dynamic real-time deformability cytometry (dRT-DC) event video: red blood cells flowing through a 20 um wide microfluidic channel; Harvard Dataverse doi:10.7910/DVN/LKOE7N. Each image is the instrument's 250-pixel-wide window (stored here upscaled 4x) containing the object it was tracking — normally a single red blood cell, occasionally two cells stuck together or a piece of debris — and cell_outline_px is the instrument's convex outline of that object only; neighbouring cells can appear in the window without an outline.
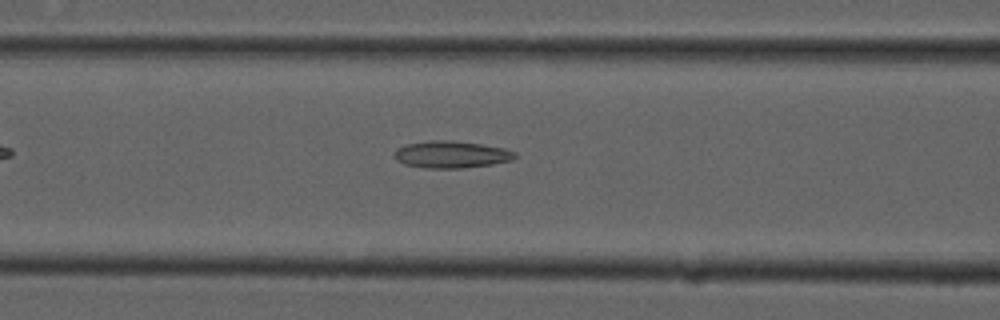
{"species": "common noctule bat (a hibernating species)", "species_latin": "Nyctalus noctula", "temperature_condition": "cold", "stored_images_in_passage": 36, "camera_frame_rate_fps": 3000, "um_per_image_px": 0.085, "animal": {"sex": "male", "forearm_length_mm": 52.5}, "frame": {"image": 1, "passage_image": 7, "time_ms": 2.0, "image_size_px": [1000, 320], "cell_outline_px": [[516, 156], [512, 160], [492, 164], [464, 168], [424, 168], [404, 164], [396, 160], [396, 148], [408, 144], [432, 140], [452, 140], [480, 144], [504, 148], [516, 152]], "centroid_in_image_um": [38.38, 13.13], "position_along_channel_um": 128.2, "area_um2": 18.9}}
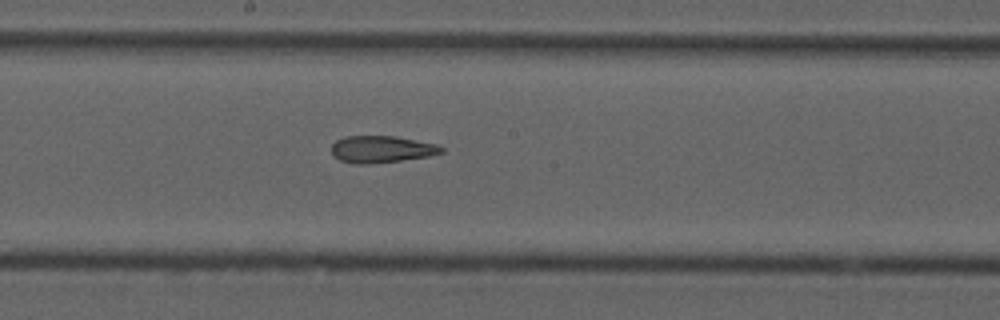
{"frame": {"image": 2, "passage_image": 14, "time_ms": 4.333, "image_size_px": [1000, 320], "cell_outline_px": [[444, 152], [428, 156], [400, 160], [368, 164], [352, 164], [340, 160], [332, 156], [332, 144], [336, 140], [344, 136], [396, 136], [436, 144], [444, 148]], "centroid_in_image_um": [32.39, 12.68], "position_along_channel_um": 215.8, "area_um2": 17.28}}
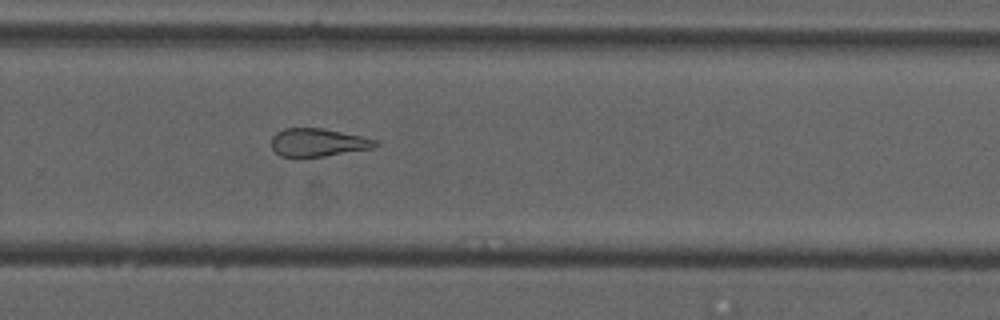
{"frame": {"image": 3, "passage_image": 21, "time_ms": 6.667, "image_size_px": [1000, 320], "cell_outline_px": [[380, 144], [376, 148], [324, 156], [280, 156], [272, 148], [272, 136], [276, 132], [284, 128], [324, 128], [360, 136], [376, 140]], "centroid_in_image_um": [27.05, 12.1], "position_along_channel_um": 302.7, "area_um2": 16.94}, "authors_computed_cell_mechanics": {"area_um2": 18.3804, "velocity_mm_per_s": 3.756, "shape_relaxation_time_tau1_ms": null, "shape_relaxation_time_tau2_ms": 5.8646, "deformation_change_tau1": null, "deformation_change_tau2": 0.1906}}